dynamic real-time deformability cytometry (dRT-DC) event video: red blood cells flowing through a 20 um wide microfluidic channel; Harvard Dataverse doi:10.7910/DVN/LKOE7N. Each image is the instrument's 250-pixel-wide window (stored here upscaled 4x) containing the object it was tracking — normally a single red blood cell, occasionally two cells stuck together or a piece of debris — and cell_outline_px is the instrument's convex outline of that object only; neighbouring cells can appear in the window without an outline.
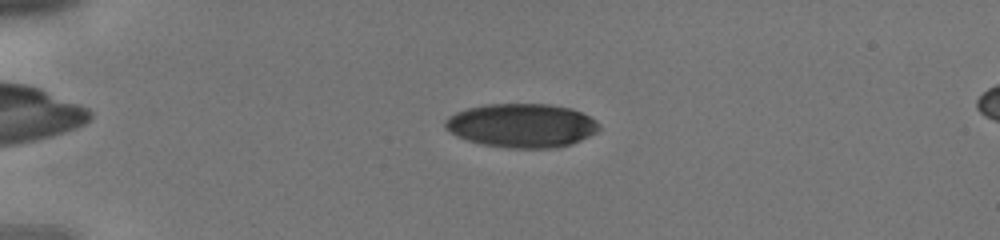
{"species": "human", "species_latin": "Homo sapiens", "temperature_condition": "cold", "stored_images_in_passage": 37, "camera_frame_rate_fps": 3000, "um_per_image_px": 0.085, "donor": {"sex": "male"}, "frame": {"image": 1, "passage_image": 6, "time_ms": 1.667, "image_size_px": [1000, 240], "cell_outline_px": [[592, 128], [588, 132], [576, 140], [564, 144], [500, 144], [476, 140], [464, 136], [456, 132], [448, 124], [448, 120], [464, 112], [476, 108], [508, 104], [532, 104], [564, 108], [576, 112], [592, 120]], "centroid_in_image_um": [44.34, 10.59], "position_along_channel_um": 40.7, "area_um2": 33.23}}
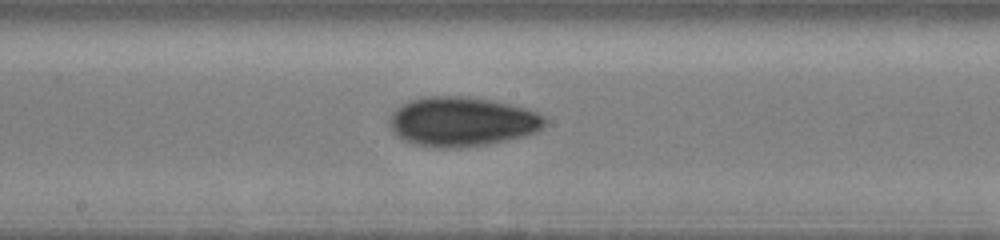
{"frame": {"image": 2, "passage_image": 19, "time_ms": 6.0, "image_size_px": [1000, 240], "cell_outline_px": [[540, 120], [532, 128], [520, 132], [500, 136], [476, 140], [424, 140], [412, 136], [404, 132], [400, 128], [396, 120], [400, 112], [404, 108], [412, 104], [424, 100], [460, 100], [488, 104], [508, 108], [524, 112], [536, 116]], "centroid_in_image_um": [39.26, 10.24], "position_along_channel_um": 208.9, "area_um2": 31.91}}
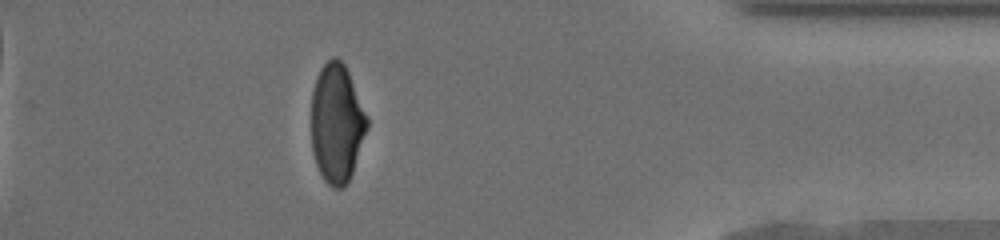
{"frame": {"image": 3, "passage_image": 33, "time_ms": 10.667, "image_size_px": [1000, 240], "cell_outline_px": [[368, 124], [348, 180], [344, 184], [332, 184], [324, 176], [316, 160], [312, 144], [312, 100], [316, 84], [320, 72], [328, 60], [336, 60], [344, 68], [348, 76], [368, 120]], "centroid_in_image_um": [28.61, 10.48], "position_along_channel_um": 406.6, "area_um2": 35.55}}